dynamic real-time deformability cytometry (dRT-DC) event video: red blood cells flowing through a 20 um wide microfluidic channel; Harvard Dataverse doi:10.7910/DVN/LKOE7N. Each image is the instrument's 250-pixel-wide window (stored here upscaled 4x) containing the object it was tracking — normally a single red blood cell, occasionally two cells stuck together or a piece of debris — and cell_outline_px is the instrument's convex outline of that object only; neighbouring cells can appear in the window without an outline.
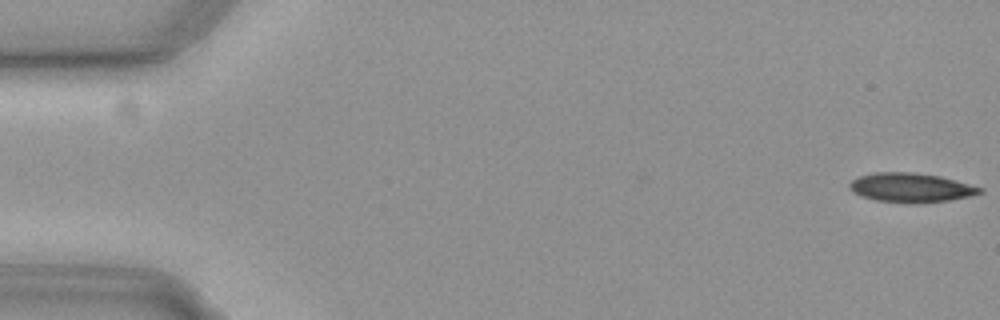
{"species": "common noctule bat (a hibernating species)", "species_latin": "Nyctalus noctula", "temperature_condition": "cold", "stored_images_in_passage": 56, "camera_frame_rate_fps": 3000, "um_per_image_px": 0.085, "animal": {"sex": "female", "body_mass_g": 19.3, "forearm_length_mm": 54.1}, "frame": {"image": 1, "passage_image": 1, "time_ms": 0.0, "image_size_px": [1000, 320], "cell_outline_px": [[984, 192], [972, 196], [948, 200], [916, 204], [908, 204], [876, 200], [860, 196], [852, 192], [848, 188], [848, 184], [852, 180], [860, 176], [872, 172], [912, 172], [940, 176], [984, 188]], "centroid_in_image_um": [77.41, 15.96], "position_along_channel_um": 7.6, "area_um2": 22.54}}
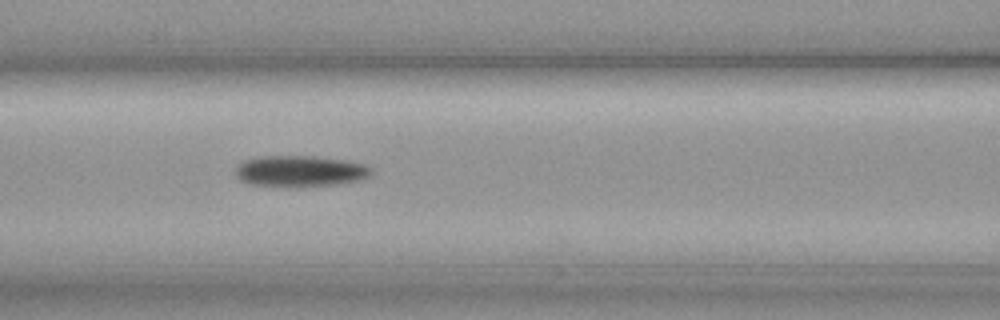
{"frame": {"image": 2, "passage_image": 24, "time_ms": 7.667, "image_size_px": [1000, 320], "cell_outline_px": [[372, 172], [368, 176], [360, 180], [340, 184], [300, 188], [288, 188], [252, 184], [240, 180], [236, 176], [236, 168], [244, 160], [260, 156], [316, 156], [348, 160], [364, 164], [372, 168]], "centroid_in_image_um": [25.53, 14.57], "position_along_channel_um": 141.1, "area_um2": 25.26}}
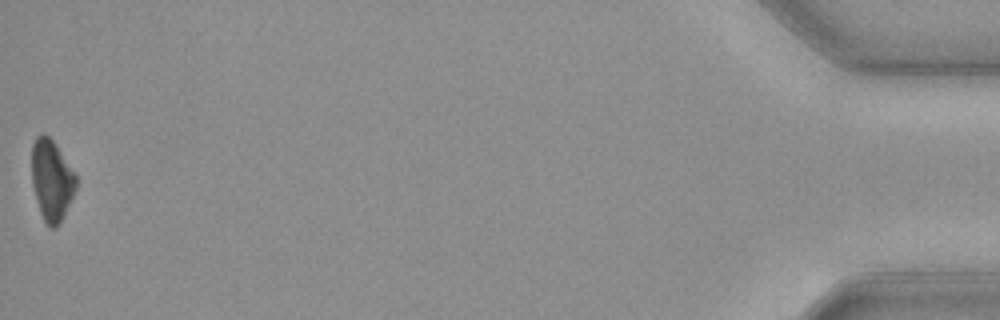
{"frame": {"image": 3, "passage_image": 56, "time_ms": 18.333, "image_size_px": [1000, 320], "cell_outline_px": [[76, 188], [60, 224], [56, 228], [48, 228], [40, 212], [36, 200], [32, 184], [32, 144], [36, 136], [40, 132], [44, 132], [56, 144], [76, 176]], "centroid_in_image_um": [4.37, 15.31], "position_along_channel_um": 430.8, "area_um2": 20.92}, "authors_computed_cell_mechanics": {"area_um2": 23.5246, "velocity_mm_per_s": 3.7051, "shape_relaxation_time_tau1_ms": 4.3072, "shape_relaxation_time_tau2_ms": null, "deformation_change_tau1": 0.1033, "deformation_change_tau2": null}}